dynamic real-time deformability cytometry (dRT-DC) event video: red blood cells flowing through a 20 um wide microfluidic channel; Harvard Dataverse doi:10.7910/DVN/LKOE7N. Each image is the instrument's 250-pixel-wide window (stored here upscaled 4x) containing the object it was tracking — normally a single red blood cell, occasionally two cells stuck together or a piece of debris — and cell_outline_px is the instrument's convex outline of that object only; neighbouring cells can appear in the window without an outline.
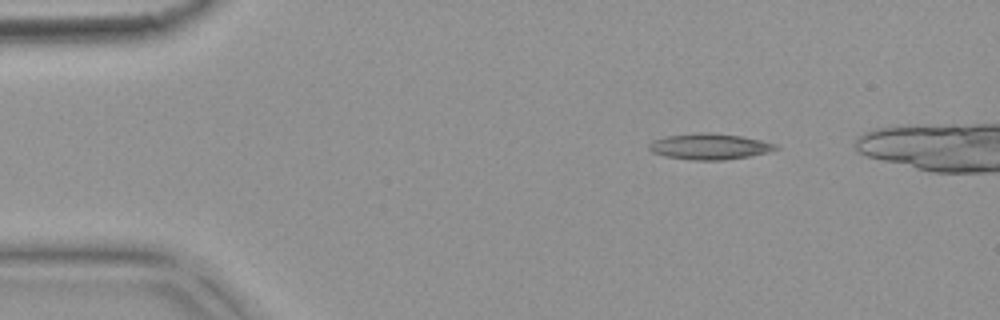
{"species": "common noctule bat (a hibernating species)", "species_latin": "Nyctalus noctula", "temperature_condition": "warm", "stored_images_in_passage": 6, "camera_frame_rate_fps": 3000, "um_per_image_px": 0.085, "animal": {"sex": "female", "body_mass_g": 18.4}, "frame": {"image": 1, "passage_image": 2, "time_ms": 0.333, "image_size_px": [1000, 320], "cell_outline_px": [[780, 148], [768, 152], [748, 156], [724, 160], [692, 160], [664, 156], [652, 152], [648, 148], [648, 144], [652, 140], [664, 136], [700, 132], [712, 132], [740, 136], [760, 140], [776, 144]], "centroid_in_image_um": [60.27, 12.44], "position_along_channel_um": 24.7, "area_um2": 19.25}}